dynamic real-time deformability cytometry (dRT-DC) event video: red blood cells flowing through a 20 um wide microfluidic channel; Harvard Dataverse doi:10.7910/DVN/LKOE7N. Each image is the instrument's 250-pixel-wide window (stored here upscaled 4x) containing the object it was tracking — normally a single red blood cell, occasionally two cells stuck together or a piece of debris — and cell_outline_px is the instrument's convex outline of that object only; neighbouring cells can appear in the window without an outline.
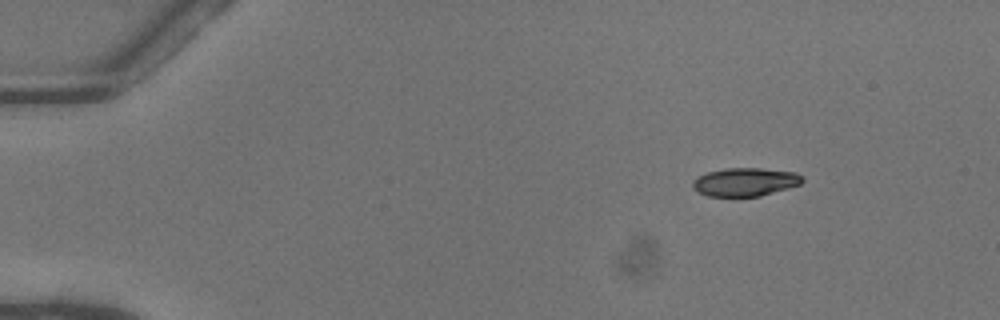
{"species": "common noctule bat (a hibernating species)", "species_latin": "Nyctalus noctula", "temperature_condition": "warm", "stored_images_in_passage": 20, "camera_frame_rate_fps": 3000, "um_per_image_px": 0.085, "animal": {"sex": "female"}, "frame": {"image": 1, "passage_image": 1, "time_ms": 0.0, "image_size_px": [1000, 320], "cell_outline_px": [[804, 180], [800, 184], [788, 188], [760, 196], [708, 196], [696, 192], [692, 188], [692, 180], [696, 176], [708, 172], [724, 168], [760, 168], [796, 172], [804, 176]], "centroid_in_image_um": [63.31, 15.46], "position_along_channel_um": 21.7, "area_um2": 18.32}}